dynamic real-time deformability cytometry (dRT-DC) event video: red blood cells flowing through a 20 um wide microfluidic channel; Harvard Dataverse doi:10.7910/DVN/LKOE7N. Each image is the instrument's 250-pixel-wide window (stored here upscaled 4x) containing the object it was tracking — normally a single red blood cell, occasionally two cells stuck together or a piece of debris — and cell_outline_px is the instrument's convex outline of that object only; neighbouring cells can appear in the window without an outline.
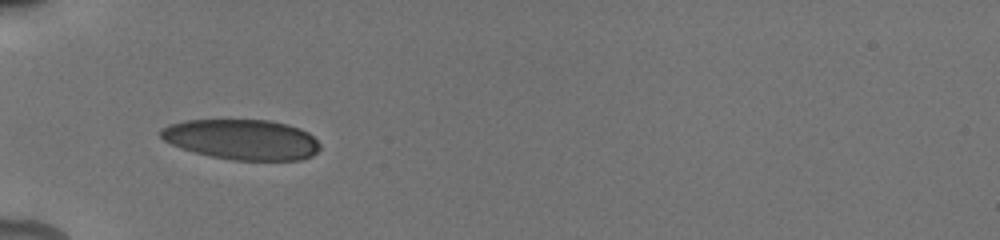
{"species": "human", "species_latin": "Homo sapiens", "temperature_condition": "cold", "stored_images_in_passage": 2, "camera_frame_rate_fps": 3000, "um_per_image_px": 0.085, "donor": {"sex": "male"}, "frame": {"image": 1, "passage_image": 1, "time_ms": 0.0, "image_size_px": [1000, 240], "cell_outline_px": [[320, 148], [312, 156], [300, 160], [232, 160], [212, 156], [180, 148], [164, 140], [160, 136], [160, 128], [168, 124], [184, 120], [268, 120], [288, 124], [300, 128], [308, 132], [320, 144]], "centroid_in_image_um": [20.56, 11.85], "position_along_channel_um": 64.4, "area_um2": 37.45}}